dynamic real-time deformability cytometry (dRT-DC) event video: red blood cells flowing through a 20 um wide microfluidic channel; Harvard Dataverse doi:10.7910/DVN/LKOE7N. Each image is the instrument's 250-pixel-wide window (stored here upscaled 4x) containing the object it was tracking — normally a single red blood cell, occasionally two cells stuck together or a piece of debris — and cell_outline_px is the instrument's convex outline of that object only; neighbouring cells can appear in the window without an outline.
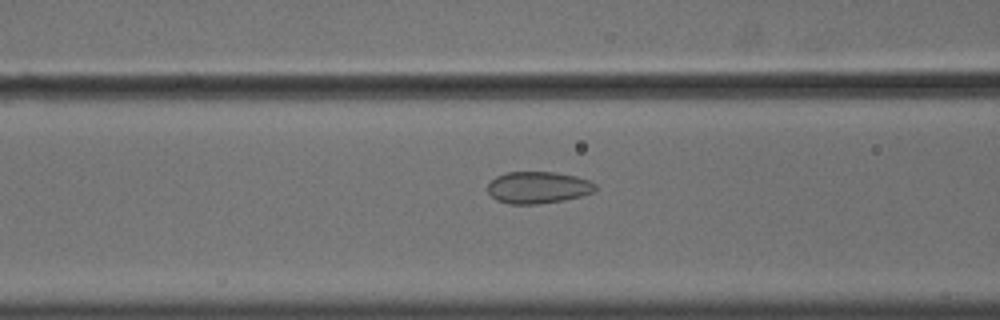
{"species": "common noctule bat (a hibernating species)", "species_latin": "Nyctalus noctula", "temperature_condition": "cold", "stored_images_in_passage": 34, "camera_frame_rate_fps": 3000, "um_per_image_px": 0.085, "animal": {"sex": "male", "body_mass_g": 18.8}, "frame": {"image": 1, "passage_image": 11, "time_ms": 3.333, "image_size_px": [1000, 320], "cell_outline_px": [[596, 188], [592, 192], [580, 196], [564, 200], [536, 204], [508, 204], [496, 200], [488, 192], [488, 184], [496, 176], [508, 172], [556, 172], [576, 176], [588, 180], [596, 184]], "centroid_in_image_um": [45.72, 15.93], "position_along_channel_um": 120.9, "area_um2": 19.94}}
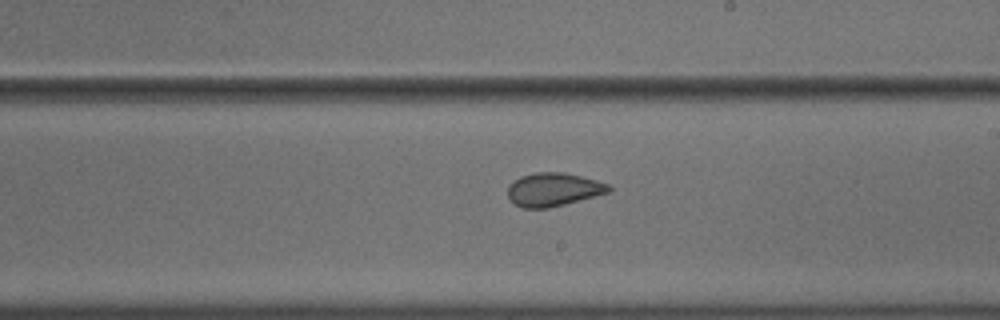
{"frame": {"image": 2, "passage_image": 21, "time_ms": 6.667, "image_size_px": [1000, 320], "cell_outline_px": [[612, 188], [608, 192], [564, 204], [548, 208], [524, 208], [516, 204], [508, 196], [508, 184], [520, 176], [536, 172], [564, 172], [596, 180], [608, 184]], "centroid_in_image_um": [47.01, 16.09], "position_along_channel_um": 242.0, "area_um2": 19.42}}
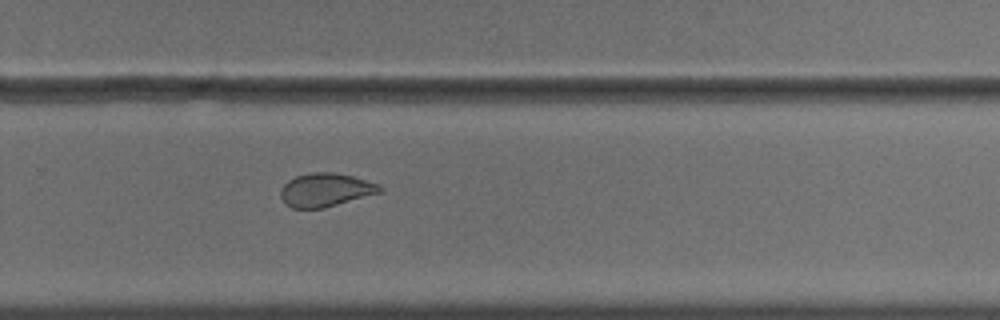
{"frame": {"image": 3, "passage_image": 26, "time_ms": 8.333, "image_size_px": [1000, 320], "cell_outline_px": [[384, 188], [380, 192], [324, 208], [292, 208], [280, 196], [280, 188], [288, 180], [296, 176], [312, 172], [336, 172], [352, 176], [380, 184]], "centroid_in_image_um": [27.67, 16.13], "position_along_channel_um": 302.1, "area_um2": 19.25}, "authors_computed_cell_mechanics": {"area_um2": 19.7676, "velocity_mm_per_s": 3.6276, "shape_relaxation_time_tau1_ms": null, "shape_relaxation_time_tau2_ms": 1.1328, "deformation_change_tau1": null, "deformation_change_tau2": 0.063}}